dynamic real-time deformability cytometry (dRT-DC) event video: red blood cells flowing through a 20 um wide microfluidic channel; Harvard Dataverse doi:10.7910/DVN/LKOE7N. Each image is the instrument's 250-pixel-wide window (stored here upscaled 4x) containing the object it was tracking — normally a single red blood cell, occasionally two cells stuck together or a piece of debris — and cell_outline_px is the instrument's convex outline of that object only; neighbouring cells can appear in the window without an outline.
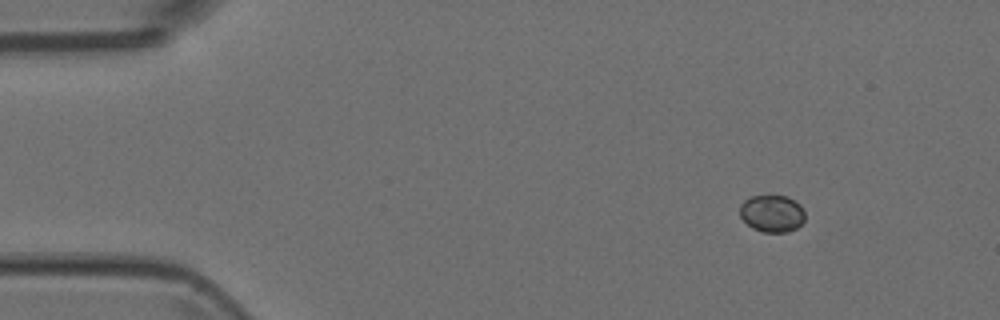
{"species": "Egyptian fruit bat (a non-hibernating species)", "species_latin": "Rousettus aegyptiacus", "temperature_condition": "room temperature", "stored_images_in_passage": 4, "camera_frame_rate_fps": 3000, "um_per_image_px": 0.085, "animal": {"sex": "female"}, "frame": {"image": 1, "passage_image": 1, "time_ms": 0.0, "image_size_px": [1000, 320], "cell_outline_px": [[804, 220], [796, 228], [788, 232], [760, 232], [752, 228], [740, 216], [740, 204], [744, 200], [752, 196], [788, 196], [796, 200], [804, 208]], "centroid_in_image_um": [65.63, 18.14], "position_along_channel_um": 19.4, "area_um2": 14.22}}
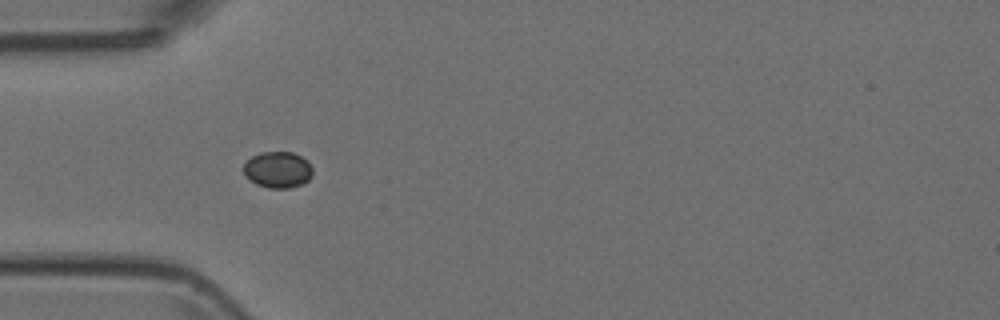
{"frame": {"image": 2, "passage_image": 4, "time_ms": 1.0, "image_size_px": [1000, 320], "cell_outline_px": [[312, 176], [304, 184], [288, 188], [268, 188], [256, 184], [244, 176], [244, 164], [252, 156], [260, 152], [292, 152], [308, 160], [312, 168]], "centroid_in_image_um": [23.62, 14.43], "position_along_channel_um": 61.4, "area_um2": 14.74}}